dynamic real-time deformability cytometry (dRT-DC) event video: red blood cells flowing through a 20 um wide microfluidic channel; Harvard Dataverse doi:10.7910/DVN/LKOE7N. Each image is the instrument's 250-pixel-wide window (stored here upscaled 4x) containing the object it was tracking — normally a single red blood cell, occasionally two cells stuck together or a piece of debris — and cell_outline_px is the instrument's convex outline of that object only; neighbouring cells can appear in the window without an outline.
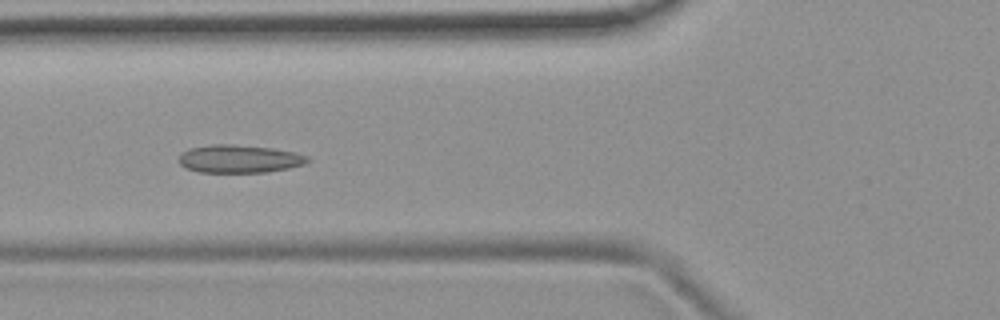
{"species": "common noctule bat (a hibernating species)", "species_latin": "Nyctalus noctula", "temperature_condition": "room temperature", "stored_images_in_passage": 49, "camera_frame_rate_fps": 3000, "um_per_image_px": 0.085, "animal": {"sex": "female", "body_mass_g": 19.9}, "frame": {"image": 1, "passage_image": 15, "time_ms": 4.667, "image_size_px": [1000, 320], "cell_outline_px": [[312, 160], [304, 164], [288, 168], [268, 172], [200, 172], [184, 168], [180, 164], [180, 152], [188, 148], [212, 144], [232, 144], [272, 148], [292, 152], [308, 156]], "centroid_in_image_um": [20.32, 13.5], "position_along_channel_um": 105.5, "area_um2": 21.04}}
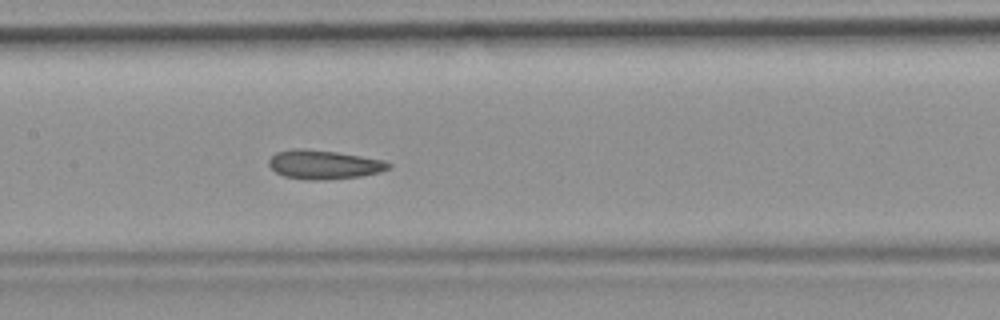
{"frame": {"image": 2, "passage_image": 21, "time_ms": 6.667, "image_size_px": [1000, 320], "cell_outline_px": [[392, 164], [388, 168], [380, 172], [360, 176], [312, 180], [308, 180], [284, 176], [276, 172], [268, 164], [268, 160], [276, 152], [292, 148], [304, 148], [336, 152], [384, 160]], "centroid_in_image_um": [27.49, 13.97], "position_along_channel_um": 179.9, "area_um2": 20.0}}
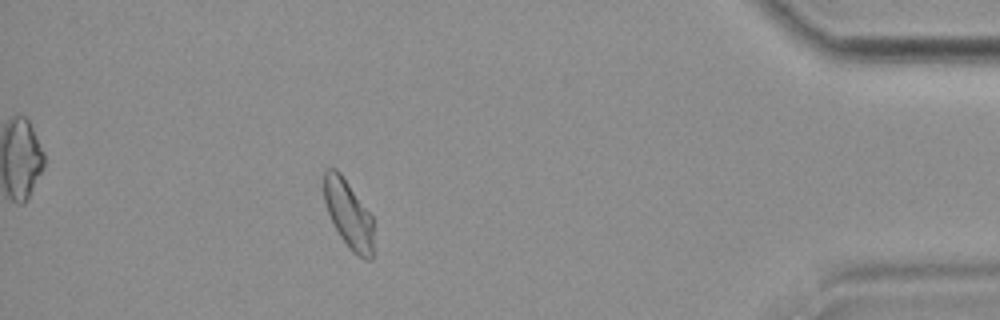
{"frame": {"image": 3, "passage_image": 43, "time_ms": 14.0, "image_size_px": [1000, 320], "cell_outline_px": [[372, 260], [364, 260], [352, 252], [348, 248], [332, 224], [324, 200], [324, 168], [336, 168], [340, 172], [372, 216]], "centroid_in_image_um": [29.6, 18.21], "position_along_channel_um": 405.6, "area_um2": 19.65}, "authors_computed_cell_mechanics": {"area_um2": 20.4612, "velocity_mm_per_s": 3.7266, "shape_relaxation_time_tau1_ms": null, "shape_relaxation_time_tau2_ms": 2.6941, "deformation_change_tau1": null, "deformation_change_tau2": 0.0785}}